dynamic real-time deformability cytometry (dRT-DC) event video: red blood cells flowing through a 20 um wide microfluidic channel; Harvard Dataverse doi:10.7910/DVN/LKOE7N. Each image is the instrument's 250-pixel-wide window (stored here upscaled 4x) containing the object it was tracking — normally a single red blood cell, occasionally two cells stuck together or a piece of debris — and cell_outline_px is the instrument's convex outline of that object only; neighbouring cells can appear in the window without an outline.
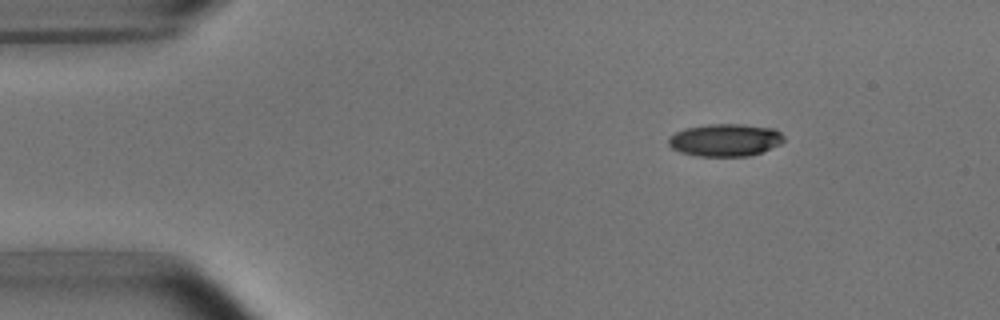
{"species": "common noctule bat (a hibernating species)", "species_latin": "Nyctalus noctula", "temperature_condition": "room temperature", "stored_images_in_passage": 4, "camera_frame_rate_fps": 3000, "um_per_image_px": 0.085, "animal": {"sex": "male", "body_mass_g": 15.6}, "frame": {"image": 1, "passage_image": 1, "time_ms": 0.0, "image_size_px": [1000, 320], "cell_outline_px": [[784, 140], [780, 144], [760, 152], [748, 156], [696, 156], [680, 152], [672, 148], [668, 144], [668, 136], [684, 128], [708, 124], [744, 124], [776, 128], [784, 136]], "centroid_in_image_um": [61.63, 11.89], "position_along_channel_um": 23.4, "area_um2": 22.02}}
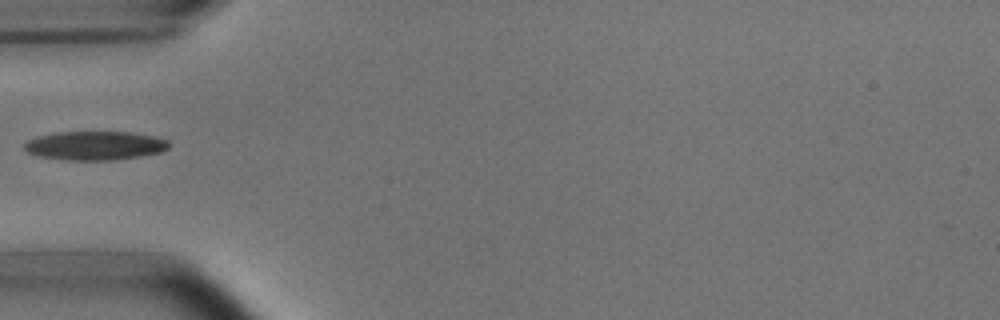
{"frame": {"image": 2, "passage_image": 4, "time_ms": 3.333, "image_size_px": [1000, 320], "cell_outline_px": [[168, 148], [160, 152], [140, 156], [116, 160], [64, 160], [40, 156], [28, 152], [24, 148], [24, 144], [28, 140], [40, 136], [56, 132], [128, 132], [152, 136], [168, 140]], "centroid_in_image_um": [8.06, 12.38], "position_along_channel_um": 76.9, "area_um2": 24.1}}